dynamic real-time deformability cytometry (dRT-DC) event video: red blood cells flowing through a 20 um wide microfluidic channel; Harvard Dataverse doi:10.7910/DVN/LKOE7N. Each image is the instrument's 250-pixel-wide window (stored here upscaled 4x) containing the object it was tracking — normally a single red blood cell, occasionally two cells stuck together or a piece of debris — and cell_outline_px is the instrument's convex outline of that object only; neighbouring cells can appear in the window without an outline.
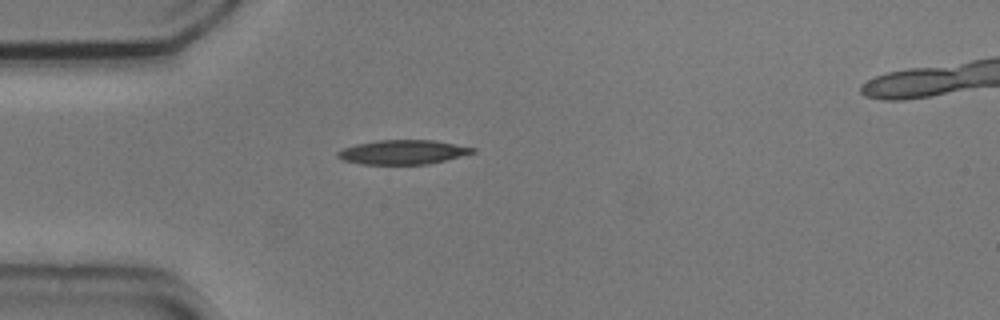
{"species": "common noctule bat (a hibernating species)", "species_latin": "Nyctalus noctula", "temperature_condition": "cold", "stored_images_in_passage": 28, "camera_frame_rate_fps": 3000, "um_per_image_px": 0.085, "animal": {"sex": "male", "body_mass_g": 20.5, "forearm_length_mm": 52.5}, "frame": {"image": 1, "passage_image": 1, "time_ms": 0.0, "image_size_px": [1000, 320], "cell_outline_px": [[476, 152], [428, 164], [360, 164], [344, 160], [336, 156], [336, 152], [344, 148], [356, 144], [380, 140], [432, 140], [476, 148]], "centroid_in_image_um": [34.22, 12.93], "position_along_channel_um": 50.8, "area_um2": 18.9}}
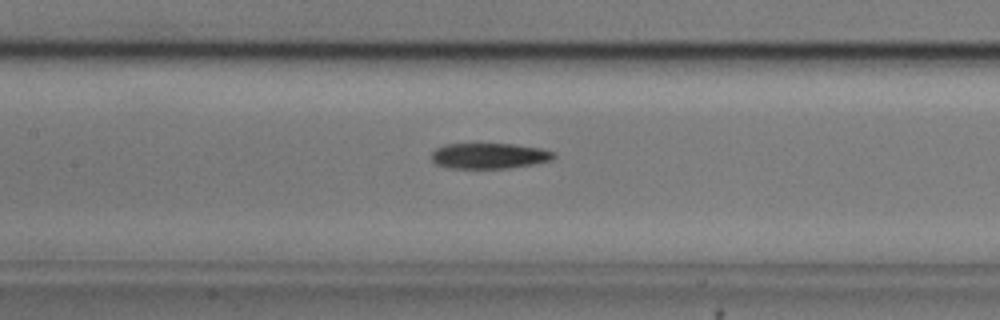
{"frame": {"image": 2, "passage_image": 11, "time_ms": 3.333, "image_size_px": [1000, 320], "cell_outline_px": [[556, 156], [552, 160], [532, 164], [508, 168], [448, 168], [436, 164], [432, 160], [432, 152], [436, 148], [444, 144], [516, 144], [540, 148], [556, 152]], "centroid_in_image_um": [41.6, 13.24], "position_along_channel_um": 165.8, "area_um2": 18.32}}
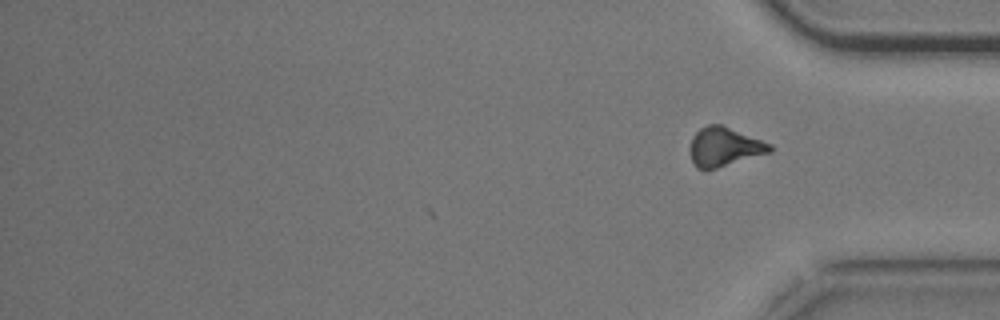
{"frame": {"image": 3, "passage_image": 28, "time_ms": 9.0, "image_size_px": [1000, 320], "cell_outline_px": [[772, 152], [716, 168], [696, 168], [688, 152], [692, 136], [700, 128], [708, 124], [720, 124], [772, 144]], "centroid_in_image_um": [61.54, 12.47], "position_along_channel_um": 373.7, "area_um2": 18.09}, "authors_computed_cell_mechanics": {"area_um2": 18.9295, "velocity_mm_per_s": 3.7192, "shape_relaxation_time_tau1_ms": 5.432, "shape_relaxation_time_tau2_ms": 2.1834, "deformation_change_tau1": 0.1582, "deformation_change_tau2": 0.1027}}